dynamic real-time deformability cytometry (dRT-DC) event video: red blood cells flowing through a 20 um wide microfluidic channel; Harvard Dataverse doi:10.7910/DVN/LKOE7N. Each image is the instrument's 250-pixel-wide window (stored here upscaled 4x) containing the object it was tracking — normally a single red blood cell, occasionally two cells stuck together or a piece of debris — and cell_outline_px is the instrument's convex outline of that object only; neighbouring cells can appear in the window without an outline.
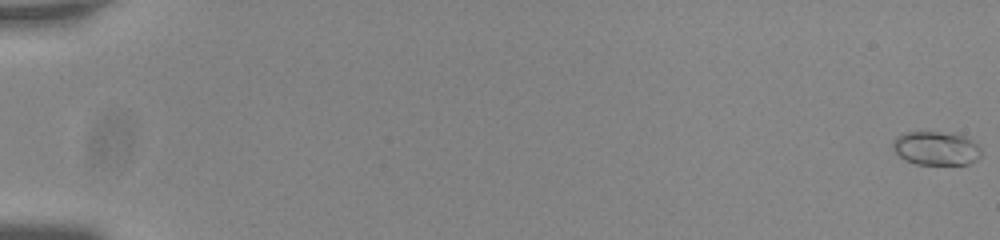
{"species": "common noctule bat (a hibernating species)", "species_latin": "Nyctalus noctula", "temperature_condition": "room temperature", "stored_images_in_passage": 57, "camera_frame_rate_fps": 3000, "um_per_image_px": 0.085, "animal": {"sex": "male", "body_mass_g": 20.0, "forearm_length_mm": 53.3}, "frame": {"image": 1, "passage_image": 1, "time_ms": 0.0, "image_size_px": [1000, 240], "cell_outline_px": [[980, 156], [976, 160], [968, 164], [916, 164], [900, 156], [892, 148], [892, 140], [896, 136], [904, 132], [960, 132], [972, 140], [980, 148]], "centroid_in_image_um": [79.57, 12.57], "position_along_channel_um": 5.4, "area_um2": 17.57}}
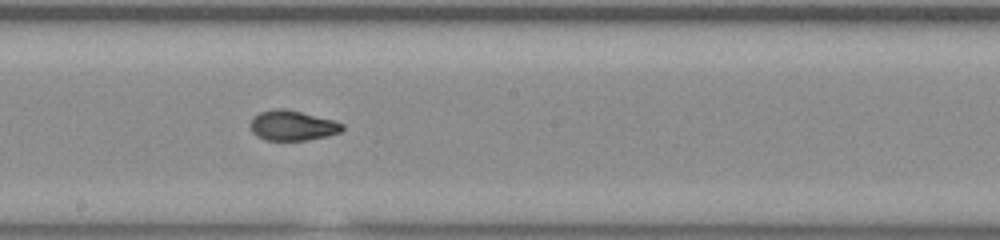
{"frame": {"image": 2, "passage_image": 34, "time_ms": 11.0, "image_size_px": [1000, 240], "cell_outline_px": [[344, 128], [340, 132], [328, 136], [308, 140], [264, 140], [256, 136], [252, 132], [248, 124], [252, 116], [260, 112], [276, 108], [284, 108], [332, 120], [344, 124]], "centroid_in_image_um": [24.8, 10.67], "position_along_channel_um": 223.4, "area_um2": 16.24}}
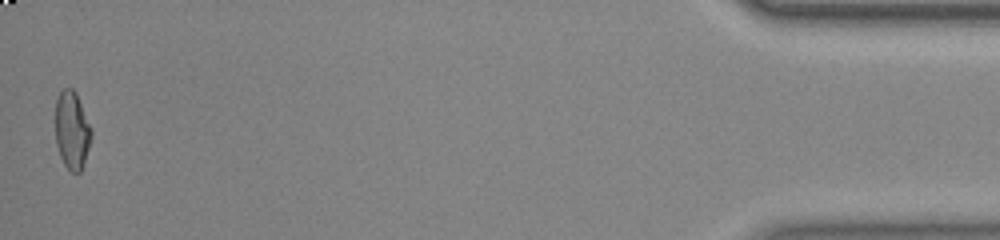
{"frame": {"image": 3, "passage_image": 57, "time_ms": 18.667, "image_size_px": [1000, 240], "cell_outline_px": [[92, 136], [84, 164], [80, 172], [72, 172], [64, 164], [60, 156], [56, 144], [56, 100], [60, 92], [64, 88], [72, 88], [76, 92], [92, 128]], "centroid_in_image_um": [6.13, 11.07], "position_along_channel_um": 429.1, "area_um2": 16.36}, "authors_computed_cell_mechanics": {"area_um2": 16.1262, "velocity_mm_per_s": 3.7589, "shape_relaxation_time_tau1_ms": 6.8561, "shape_relaxation_time_tau2_ms": 1.3587, "deformation_change_tau1": 0.2159, "deformation_change_tau2": 0.0594}}